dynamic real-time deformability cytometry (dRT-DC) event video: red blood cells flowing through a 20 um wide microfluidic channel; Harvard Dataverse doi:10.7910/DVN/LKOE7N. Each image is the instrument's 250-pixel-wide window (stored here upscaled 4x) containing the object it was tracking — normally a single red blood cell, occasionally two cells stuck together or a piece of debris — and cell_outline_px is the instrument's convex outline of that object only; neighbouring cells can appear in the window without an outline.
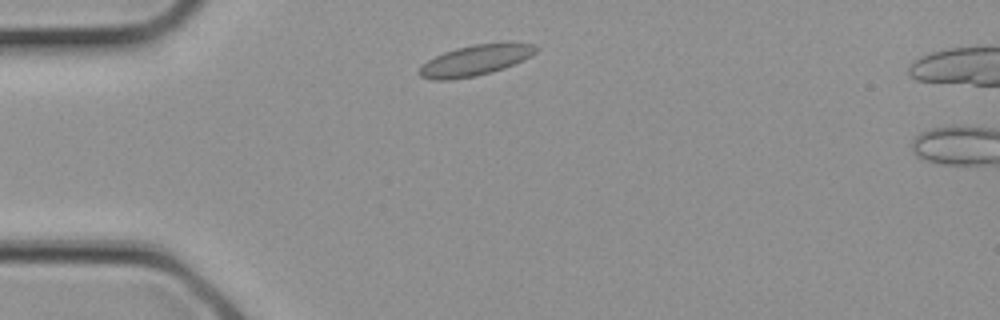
{"species": "common noctule bat (a hibernating species)", "species_latin": "Nyctalus noctula", "temperature_condition": "cold", "stored_images_in_passage": 3, "camera_frame_rate_fps": 3000, "um_per_image_px": 0.085, "animal": {"sex": "female", "body_mass_g": 21.9}, "frame": {"image": 1, "passage_image": 2, "time_ms": 0.333, "image_size_px": [1000, 320], "cell_outline_px": [[540, 48], [536, 52], [504, 68], [492, 72], [476, 76], [448, 80], [436, 80], [420, 76], [416, 72], [420, 64], [444, 52], [456, 48], [472, 44], [512, 40], [536, 44]], "centroid_in_image_um": [40.42, 5.08], "position_along_channel_um": 44.6, "area_um2": 21.39}}